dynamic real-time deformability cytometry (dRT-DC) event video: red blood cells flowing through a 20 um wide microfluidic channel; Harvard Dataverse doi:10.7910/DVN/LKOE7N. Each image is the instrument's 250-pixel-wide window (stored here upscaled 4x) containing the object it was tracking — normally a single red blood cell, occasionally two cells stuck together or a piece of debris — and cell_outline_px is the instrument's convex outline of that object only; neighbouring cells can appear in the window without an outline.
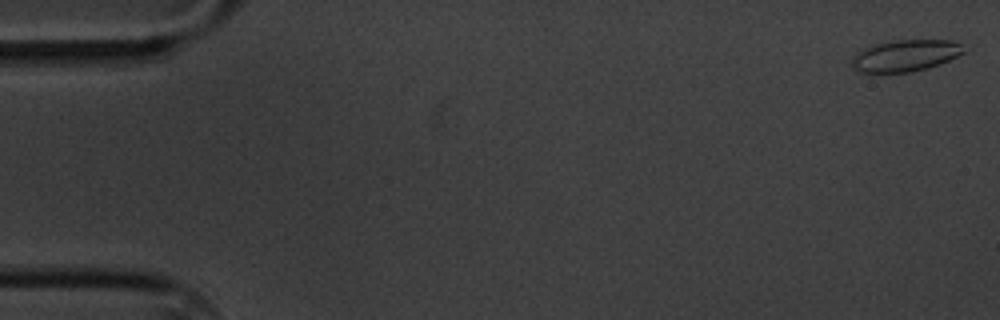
{"species": "common noctule bat (a hibernating species)", "species_latin": "Nyctalus noctula", "temperature_condition": "cold", "stored_images_in_passage": 6, "camera_frame_rate_fps": 3000, "um_per_image_px": 0.085, "animal": {"sex": "male", "body_mass_g": 20.1, "forearm_length_mm": 53.5}, "frame": {"image": 1, "passage_image": 1, "time_ms": 0.0, "image_size_px": [1000, 320], "cell_outline_px": [[964, 52], [948, 60], [928, 68], [908, 72], [860, 72], [852, 68], [852, 56], [864, 48], [876, 44], [896, 40], [952, 40], [960, 44]], "centroid_in_image_um": [76.92, 4.72], "position_along_channel_um": 8.1, "area_um2": 20.29}}
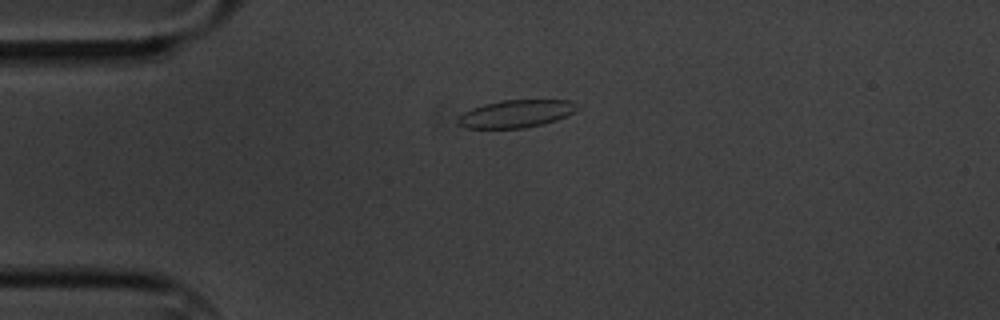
{"frame": {"image": 2, "passage_image": 4, "time_ms": 4.333, "image_size_px": [1000, 320], "cell_outline_px": [[580, 108], [576, 112], [568, 116], [544, 124], [524, 128], [464, 128], [456, 124], [456, 120], [464, 112], [472, 108], [484, 104], [500, 100], [572, 100], [580, 104]], "centroid_in_image_um": [43.92, 9.66], "position_along_channel_um": 41.1, "area_um2": 19.59}}
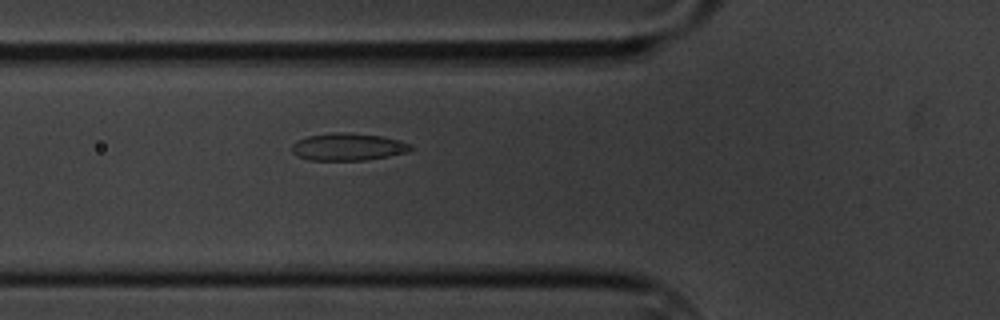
{"frame": {"image": 3, "passage_image": 6, "time_ms": 6.667, "image_size_px": [1000, 320], "cell_outline_px": [[416, 148], [408, 152], [388, 156], [364, 160], [308, 160], [296, 156], [292, 152], [292, 144], [296, 140], [308, 136], [332, 132], [348, 132], [384, 136], [400, 140], [412, 144]], "centroid_in_image_um": [29.61, 12.47], "position_along_channel_um": 96.2, "area_um2": 19.31}}